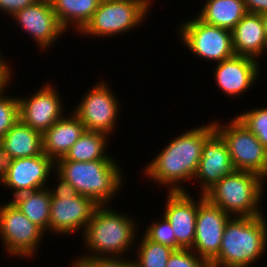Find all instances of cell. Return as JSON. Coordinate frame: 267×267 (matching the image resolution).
<instances>
[{"mask_svg":"<svg viewBox=\"0 0 267 267\" xmlns=\"http://www.w3.org/2000/svg\"><path fill=\"white\" fill-rule=\"evenodd\" d=\"M214 132L210 122L176 137L147 165L145 175L169 186L168 192H186L178 183L194 178L204 142Z\"/></svg>","mask_w":267,"mask_h":267,"instance_id":"cell-1","label":"cell"},{"mask_svg":"<svg viewBox=\"0 0 267 267\" xmlns=\"http://www.w3.org/2000/svg\"><path fill=\"white\" fill-rule=\"evenodd\" d=\"M263 216L234 217L226 223L218 256L211 267H249L265 252L267 223ZM264 251V252H263Z\"/></svg>","mask_w":267,"mask_h":267,"instance_id":"cell-2","label":"cell"},{"mask_svg":"<svg viewBox=\"0 0 267 267\" xmlns=\"http://www.w3.org/2000/svg\"><path fill=\"white\" fill-rule=\"evenodd\" d=\"M55 167L56 173L67 180L78 194L91 198L98 205L109 204L123 182L114 159L90 162L57 160Z\"/></svg>","mask_w":267,"mask_h":267,"instance_id":"cell-3","label":"cell"},{"mask_svg":"<svg viewBox=\"0 0 267 267\" xmlns=\"http://www.w3.org/2000/svg\"><path fill=\"white\" fill-rule=\"evenodd\" d=\"M106 208L98 205L87 224L83 237L94 254L82 258H118V254H124L134 243L137 230L134 221L129 216Z\"/></svg>","mask_w":267,"mask_h":267,"instance_id":"cell-4","label":"cell"},{"mask_svg":"<svg viewBox=\"0 0 267 267\" xmlns=\"http://www.w3.org/2000/svg\"><path fill=\"white\" fill-rule=\"evenodd\" d=\"M259 174L235 170L210 188L204 197L232 217H255L263 196V180Z\"/></svg>","mask_w":267,"mask_h":267,"instance_id":"cell-5","label":"cell"},{"mask_svg":"<svg viewBox=\"0 0 267 267\" xmlns=\"http://www.w3.org/2000/svg\"><path fill=\"white\" fill-rule=\"evenodd\" d=\"M58 184L49 190L50 219L49 229L55 233L68 234L83 228L85 231L91 220L96 204L91 198L78 194L77 190L58 173Z\"/></svg>","mask_w":267,"mask_h":267,"instance_id":"cell-6","label":"cell"},{"mask_svg":"<svg viewBox=\"0 0 267 267\" xmlns=\"http://www.w3.org/2000/svg\"><path fill=\"white\" fill-rule=\"evenodd\" d=\"M149 6L150 0H101L91 20L80 33L110 37L127 32L144 21Z\"/></svg>","mask_w":267,"mask_h":267,"instance_id":"cell-7","label":"cell"},{"mask_svg":"<svg viewBox=\"0 0 267 267\" xmlns=\"http://www.w3.org/2000/svg\"><path fill=\"white\" fill-rule=\"evenodd\" d=\"M215 131L227 145L235 170L267 177V150L258 138L236 118L227 126L213 122Z\"/></svg>","mask_w":267,"mask_h":267,"instance_id":"cell-8","label":"cell"},{"mask_svg":"<svg viewBox=\"0 0 267 267\" xmlns=\"http://www.w3.org/2000/svg\"><path fill=\"white\" fill-rule=\"evenodd\" d=\"M180 27V39L195 55L217 63L235 55L230 30L206 24L198 17Z\"/></svg>","mask_w":267,"mask_h":267,"instance_id":"cell-9","label":"cell"},{"mask_svg":"<svg viewBox=\"0 0 267 267\" xmlns=\"http://www.w3.org/2000/svg\"><path fill=\"white\" fill-rule=\"evenodd\" d=\"M44 231L31 222L10 201L0 207V235L3 246L13 256L32 257ZM42 236V237H41Z\"/></svg>","mask_w":267,"mask_h":267,"instance_id":"cell-10","label":"cell"},{"mask_svg":"<svg viewBox=\"0 0 267 267\" xmlns=\"http://www.w3.org/2000/svg\"><path fill=\"white\" fill-rule=\"evenodd\" d=\"M104 82L89 90L73 113L84 124L85 130L108 134L118 119L119 102Z\"/></svg>","mask_w":267,"mask_h":267,"instance_id":"cell-11","label":"cell"},{"mask_svg":"<svg viewBox=\"0 0 267 267\" xmlns=\"http://www.w3.org/2000/svg\"><path fill=\"white\" fill-rule=\"evenodd\" d=\"M196 216V232L192 250L210 264L219 253L224 229L230 216L200 195Z\"/></svg>","mask_w":267,"mask_h":267,"instance_id":"cell-12","label":"cell"},{"mask_svg":"<svg viewBox=\"0 0 267 267\" xmlns=\"http://www.w3.org/2000/svg\"><path fill=\"white\" fill-rule=\"evenodd\" d=\"M55 162L44 152L41 155L4 161L0 182L14 189L13 196L45 188ZM52 168V169H51Z\"/></svg>","mask_w":267,"mask_h":267,"instance_id":"cell-13","label":"cell"},{"mask_svg":"<svg viewBox=\"0 0 267 267\" xmlns=\"http://www.w3.org/2000/svg\"><path fill=\"white\" fill-rule=\"evenodd\" d=\"M28 98L18 97L19 120L32 129L43 133L63 117L59 93L49 84Z\"/></svg>","mask_w":267,"mask_h":267,"instance_id":"cell-14","label":"cell"},{"mask_svg":"<svg viewBox=\"0 0 267 267\" xmlns=\"http://www.w3.org/2000/svg\"><path fill=\"white\" fill-rule=\"evenodd\" d=\"M15 18V19H14ZM23 30L32 35L37 44L45 49L65 32L53 11L50 0H39L13 15Z\"/></svg>","mask_w":267,"mask_h":267,"instance_id":"cell-15","label":"cell"},{"mask_svg":"<svg viewBox=\"0 0 267 267\" xmlns=\"http://www.w3.org/2000/svg\"><path fill=\"white\" fill-rule=\"evenodd\" d=\"M235 171L228 148L221 136L215 131L205 142L195 174L202 185L201 194H205L223 177Z\"/></svg>","mask_w":267,"mask_h":267,"instance_id":"cell-16","label":"cell"},{"mask_svg":"<svg viewBox=\"0 0 267 267\" xmlns=\"http://www.w3.org/2000/svg\"><path fill=\"white\" fill-rule=\"evenodd\" d=\"M164 217L174 231L177 250L191 249L196 232L198 202L187 192H169Z\"/></svg>","mask_w":267,"mask_h":267,"instance_id":"cell-17","label":"cell"},{"mask_svg":"<svg viewBox=\"0 0 267 267\" xmlns=\"http://www.w3.org/2000/svg\"><path fill=\"white\" fill-rule=\"evenodd\" d=\"M258 59L234 55L219 62L214 70L217 86L229 96H237L249 89L259 73Z\"/></svg>","mask_w":267,"mask_h":267,"instance_id":"cell-18","label":"cell"},{"mask_svg":"<svg viewBox=\"0 0 267 267\" xmlns=\"http://www.w3.org/2000/svg\"><path fill=\"white\" fill-rule=\"evenodd\" d=\"M85 131L84 124L72 114L56 121L48 130L42 133L43 152L54 162L65 157L70 148Z\"/></svg>","mask_w":267,"mask_h":267,"instance_id":"cell-19","label":"cell"},{"mask_svg":"<svg viewBox=\"0 0 267 267\" xmlns=\"http://www.w3.org/2000/svg\"><path fill=\"white\" fill-rule=\"evenodd\" d=\"M232 32L235 55L254 59L267 51V35L261 14L247 13Z\"/></svg>","mask_w":267,"mask_h":267,"instance_id":"cell-20","label":"cell"},{"mask_svg":"<svg viewBox=\"0 0 267 267\" xmlns=\"http://www.w3.org/2000/svg\"><path fill=\"white\" fill-rule=\"evenodd\" d=\"M4 161L41 155L42 133L18 120L0 140Z\"/></svg>","mask_w":267,"mask_h":267,"instance_id":"cell-21","label":"cell"},{"mask_svg":"<svg viewBox=\"0 0 267 267\" xmlns=\"http://www.w3.org/2000/svg\"><path fill=\"white\" fill-rule=\"evenodd\" d=\"M247 13L243 0H206L198 18L206 24L232 31Z\"/></svg>","mask_w":267,"mask_h":267,"instance_id":"cell-22","label":"cell"},{"mask_svg":"<svg viewBox=\"0 0 267 267\" xmlns=\"http://www.w3.org/2000/svg\"><path fill=\"white\" fill-rule=\"evenodd\" d=\"M15 207L43 231L49 230L51 195L47 188L22 192L12 198Z\"/></svg>","mask_w":267,"mask_h":267,"instance_id":"cell-23","label":"cell"},{"mask_svg":"<svg viewBox=\"0 0 267 267\" xmlns=\"http://www.w3.org/2000/svg\"><path fill=\"white\" fill-rule=\"evenodd\" d=\"M53 11L64 29L74 23L81 31L91 20L101 0H50Z\"/></svg>","mask_w":267,"mask_h":267,"instance_id":"cell-24","label":"cell"},{"mask_svg":"<svg viewBox=\"0 0 267 267\" xmlns=\"http://www.w3.org/2000/svg\"><path fill=\"white\" fill-rule=\"evenodd\" d=\"M107 136V134L101 132L85 130L65 157L58 160L90 162L100 159H112L110 156L104 154L106 151Z\"/></svg>","mask_w":267,"mask_h":267,"instance_id":"cell-25","label":"cell"},{"mask_svg":"<svg viewBox=\"0 0 267 267\" xmlns=\"http://www.w3.org/2000/svg\"><path fill=\"white\" fill-rule=\"evenodd\" d=\"M138 246V258L133 261L135 267H166V263L174 251L168 246L149 240L145 235Z\"/></svg>","mask_w":267,"mask_h":267,"instance_id":"cell-26","label":"cell"},{"mask_svg":"<svg viewBox=\"0 0 267 267\" xmlns=\"http://www.w3.org/2000/svg\"><path fill=\"white\" fill-rule=\"evenodd\" d=\"M235 118L250 130L267 150V107L240 113Z\"/></svg>","mask_w":267,"mask_h":267,"instance_id":"cell-27","label":"cell"},{"mask_svg":"<svg viewBox=\"0 0 267 267\" xmlns=\"http://www.w3.org/2000/svg\"><path fill=\"white\" fill-rule=\"evenodd\" d=\"M19 120L18 97H0V140Z\"/></svg>","mask_w":267,"mask_h":267,"instance_id":"cell-28","label":"cell"},{"mask_svg":"<svg viewBox=\"0 0 267 267\" xmlns=\"http://www.w3.org/2000/svg\"><path fill=\"white\" fill-rule=\"evenodd\" d=\"M149 240L168 246L177 250V241L171 224L163 217V221L158 223H151L145 233H143Z\"/></svg>","mask_w":267,"mask_h":267,"instance_id":"cell-29","label":"cell"},{"mask_svg":"<svg viewBox=\"0 0 267 267\" xmlns=\"http://www.w3.org/2000/svg\"><path fill=\"white\" fill-rule=\"evenodd\" d=\"M195 252L192 249L174 250L166 267H209V264Z\"/></svg>","mask_w":267,"mask_h":267,"instance_id":"cell-30","label":"cell"},{"mask_svg":"<svg viewBox=\"0 0 267 267\" xmlns=\"http://www.w3.org/2000/svg\"><path fill=\"white\" fill-rule=\"evenodd\" d=\"M122 258H78L72 267H135L134 262L130 260H121Z\"/></svg>","mask_w":267,"mask_h":267,"instance_id":"cell-31","label":"cell"},{"mask_svg":"<svg viewBox=\"0 0 267 267\" xmlns=\"http://www.w3.org/2000/svg\"><path fill=\"white\" fill-rule=\"evenodd\" d=\"M39 0H0V10L12 16L18 11L35 4Z\"/></svg>","mask_w":267,"mask_h":267,"instance_id":"cell-32","label":"cell"},{"mask_svg":"<svg viewBox=\"0 0 267 267\" xmlns=\"http://www.w3.org/2000/svg\"><path fill=\"white\" fill-rule=\"evenodd\" d=\"M248 13L262 14L267 12V0H243Z\"/></svg>","mask_w":267,"mask_h":267,"instance_id":"cell-33","label":"cell"},{"mask_svg":"<svg viewBox=\"0 0 267 267\" xmlns=\"http://www.w3.org/2000/svg\"><path fill=\"white\" fill-rule=\"evenodd\" d=\"M8 64L9 62L6 63L5 60L0 64V97L2 96L3 92L5 94L4 88L8 86V81H10L11 78V69Z\"/></svg>","mask_w":267,"mask_h":267,"instance_id":"cell-34","label":"cell"},{"mask_svg":"<svg viewBox=\"0 0 267 267\" xmlns=\"http://www.w3.org/2000/svg\"><path fill=\"white\" fill-rule=\"evenodd\" d=\"M3 167H4V160L2 158L1 145H0V180L3 174Z\"/></svg>","mask_w":267,"mask_h":267,"instance_id":"cell-35","label":"cell"},{"mask_svg":"<svg viewBox=\"0 0 267 267\" xmlns=\"http://www.w3.org/2000/svg\"><path fill=\"white\" fill-rule=\"evenodd\" d=\"M261 17H262L264 28H265L266 35H267V12L262 13Z\"/></svg>","mask_w":267,"mask_h":267,"instance_id":"cell-36","label":"cell"},{"mask_svg":"<svg viewBox=\"0 0 267 267\" xmlns=\"http://www.w3.org/2000/svg\"><path fill=\"white\" fill-rule=\"evenodd\" d=\"M0 56H1V55H0ZM1 58H2V59H1ZM3 60H4V59H3V57L1 56V57H0V64L3 62Z\"/></svg>","mask_w":267,"mask_h":267,"instance_id":"cell-37","label":"cell"}]
</instances>
